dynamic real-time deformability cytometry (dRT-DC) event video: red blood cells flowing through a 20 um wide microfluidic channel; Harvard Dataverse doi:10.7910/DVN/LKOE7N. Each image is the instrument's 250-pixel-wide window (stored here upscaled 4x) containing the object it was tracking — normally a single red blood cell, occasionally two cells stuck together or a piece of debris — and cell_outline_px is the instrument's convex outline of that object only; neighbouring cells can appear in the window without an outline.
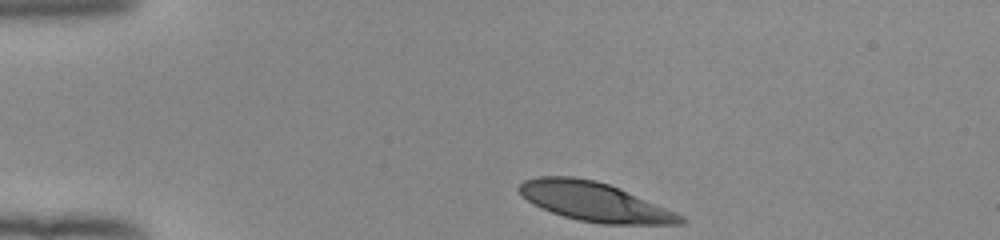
{"species": "human", "species_latin": "Homo sapiens", "temperature_condition": "room temperature", "stored_images_in_passage": 34, "camera_frame_rate_fps": 3000, "um_per_image_px": 0.085, "donor": {"sex": "female"}, "frame": {"image": 1, "passage_image": 1, "time_ms": 0.0, "image_size_px": [1000, 240], "cell_outline_px": [[688, 220], [684, 224], [604, 224], [580, 220], [564, 216], [552, 212], [528, 200], [516, 188], [524, 180], [536, 176], [572, 176], [596, 180], [608, 184], [676, 212], [684, 216]], "centroid_in_image_um": [50.56, 17.15], "position_along_channel_um": 34.4, "area_um2": 36.24}}
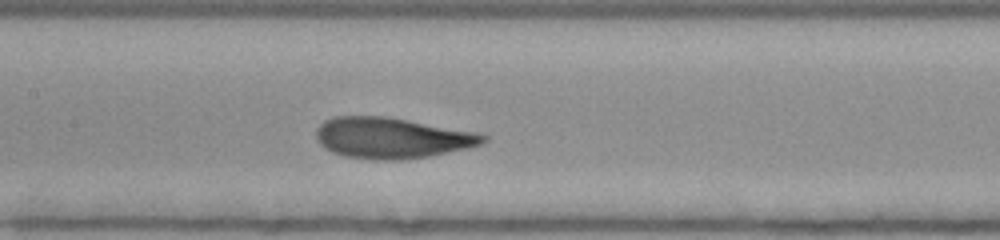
{"frame": {"image": 2, "passage_image": 16, "time_ms": 5.0, "image_size_px": [1000, 240], "cell_outline_px": [[488, 140], [480, 144], [468, 148], [428, 156], [400, 160], [372, 160], [344, 156], [332, 152], [324, 148], [316, 140], [316, 128], [324, 120], [332, 116], [384, 116], [408, 120], [476, 132], [488, 136]], "centroid_in_image_um": [33.26, 11.72], "position_along_channel_um": 174.1, "area_um2": 39.88}}
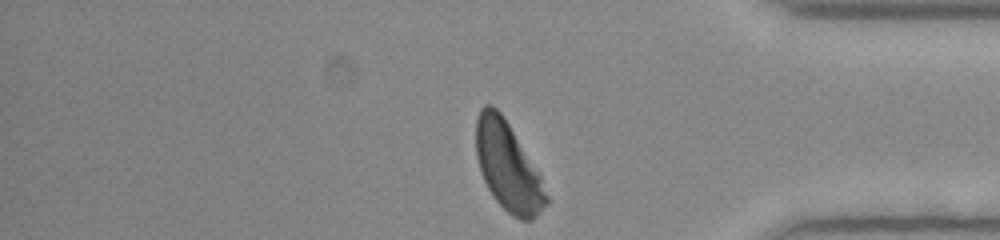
{"frame": {"image": 3, "passage_image": 34, "time_ms": 11.0, "image_size_px": [1000, 240], "cell_outline_px": [[548, 204], [532, 220], [520, 220], [512, 216], [492, 196], [484, 180], [476, 156], [476, 120], [480, 108], [484, 104], [492, 104], [500, 112], [508, 124], [540, 176], [548, 196]], "centroid_in_image_um": [43.16, 14.18], "position_along_channel_um": 392.0, "area_um2": 35.66}, "authors_computed_cell_mechanics": {"area_um2": 37.9168, "velocity_mm_per_s": 3.9246, "shape_relaxation_time_tau1_ms": 3.6479, "shape_relaxation_time_tau2_ms": 0.7734, "deformation_change_tau1": 0.1826, "deformation_change_tau2": 0.0613}}